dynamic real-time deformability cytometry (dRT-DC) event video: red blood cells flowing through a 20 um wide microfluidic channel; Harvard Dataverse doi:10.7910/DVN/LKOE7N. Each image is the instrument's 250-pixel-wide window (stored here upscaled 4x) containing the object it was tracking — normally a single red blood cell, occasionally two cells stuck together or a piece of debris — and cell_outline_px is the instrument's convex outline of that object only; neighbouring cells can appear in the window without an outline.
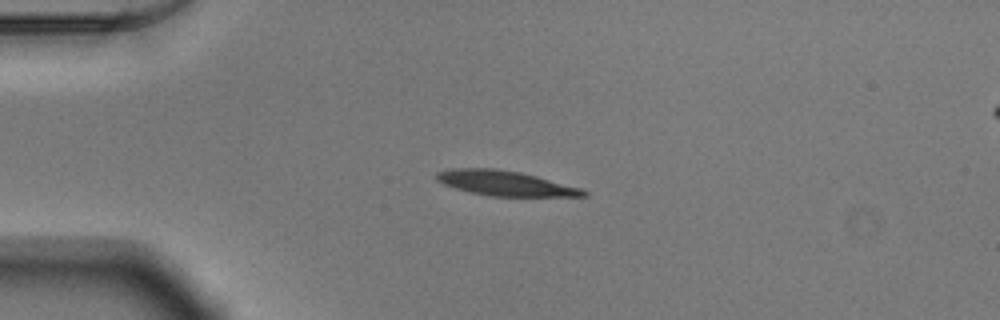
{"species": "Egyptian fruit bat (a non-hibernating species)", "species_latin": "Rousettus aegyptiacus", "temperature_condition": "warm", "stored_images_in_passage": 40, "camera_frame_rate_fps": 3000, "um_per_image_px": 0.085, "animal": {"sex": "male"}, "frame": {"image": 1, "passage_image": 1, "time_ms": 0.0, "image_size_px": [1000, 320], "cell_outline_px": [[588, 196], [488, 196], [468, 192], [444, 184], [436, 180], [436, 172], [452, 168], [492, 168], [520, 172], [536, 176], [580, 188], [588, 192]], "centroid_in_image_um": [42.9, 15.57], "position_along_channel_um": 42.1, "area_um2": 21.21}}
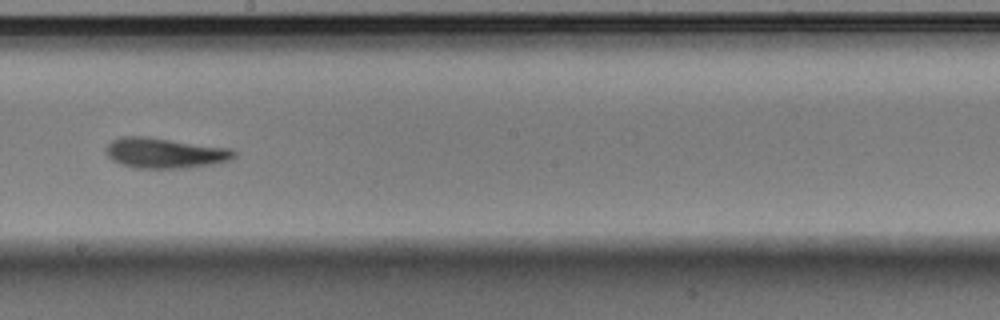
{"frame": {"image": 2, "passage_image": 18, "time_ms": 5.667, "image_size_px": [1000, 320], "cell_outline_px": [[236, 156], [232, 160], [212, 164], [188, 168], [136, 168], [120, 164], [112, 160], [104, 152], [104, 148], [112, 140], [120, 136], [148, 136], [232, 148], [236, 152]], "centroid_in_image_um": [14.02, 12.99], "position_along_channel_um": 234.2, "area_um2": 23.12}}
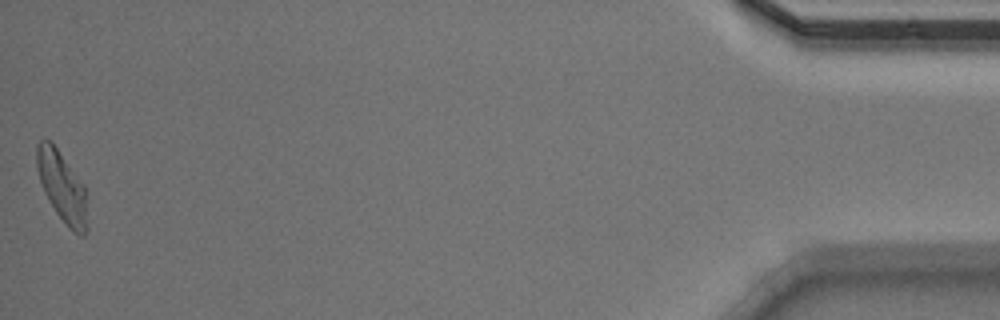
{"frame": {"image": 3, "passage_image": 40, "time_ms": 13.0, "image_size_px": [1000, 320], "cell_outline_px": [[88, 228], [84, 236], [80, 236], [72, 232], [68, 228], [56, 212], [48, 200], [44, 192], [36, 168], [36, 144], [40, 140], [48, 140], [56, 148], [84, 184]], "centroid_in_image_um": [5.28, 15.93], "position_along_channel_um": 429.9, "area_um2": 20.69}, "authors_computed_cell_mechanics": {"area_um2": 21.4149, "velocity_mm_per_s": 3.9014, "shape_relaxation_time_tau1_ms": 3.1914, "shape_relaxation_time_tau2_ms": 3.0454, "deformation_change_tau1": 0.1596, "deformation_change_tau2": 0.13}}